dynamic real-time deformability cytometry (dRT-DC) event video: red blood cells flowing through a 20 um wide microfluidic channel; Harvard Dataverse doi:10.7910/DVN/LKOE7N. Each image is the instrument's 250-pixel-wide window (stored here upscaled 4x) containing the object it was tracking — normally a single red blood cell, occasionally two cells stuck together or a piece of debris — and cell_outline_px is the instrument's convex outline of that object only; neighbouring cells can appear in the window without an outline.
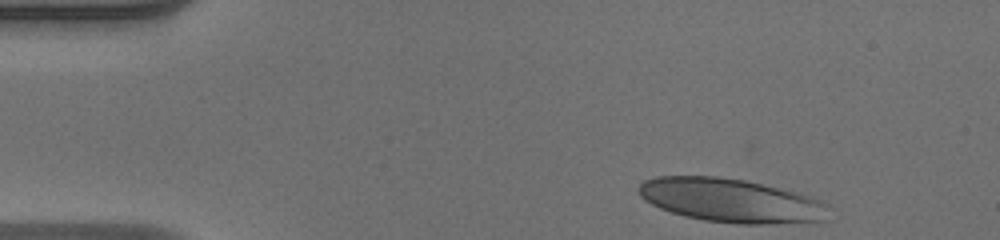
{"species": "human", "species_latin": "Homo sapiens", "temperature_condition": "warm", "stored_images_in_passage": 38, "camera_frame_rate_fps": 3000, "um_per_image_px": 0.085, "donor": {"sex": "male"}, "frame": {"image": 1, "passage_image": 1, "time_ms": 0.0, "image_size_px": [1000, 240], "cell_outline_px": [[828, 204], [824, 220], [772, 224], [740, 224], [704, 220], [684, 216], [660, 208], [644, 200], [640, 196], [636, 188], [644, 180], [656, 176], [716, 176], [744, 180], [780, 188], [796, 192], [820, 200]], "centroid_in_image_um": [62.07, 17.03], "position_along_channel_um": 22.9, "area_um2": 48.32}}
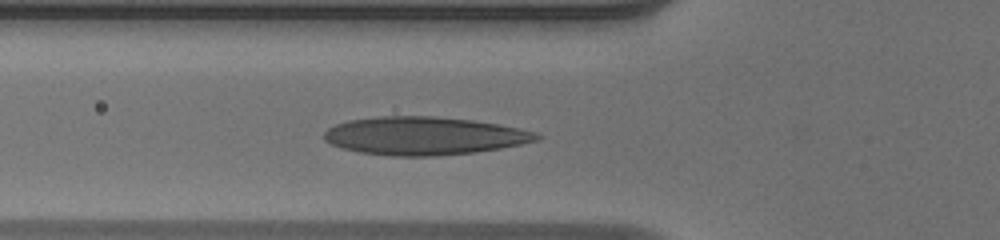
{"frame": {"image": 2, "passage_image": 12, "time_ms": 3.667, "image_size_px": [1000, 240], "cell_outline_px": [[544, 136], [536, 140], [520, 144], [500, 148], [476, 152], [432, 156], [392, 156], [360, 152], [340, 148], [324, 140], [324, 132], [328, 128], [336, 124], [348, 120], [380, 116], [432, 116], [472, 120], [500, 124], [520, 128], [536, 132]], "centroid_in_image_um": [36.04, 11.54], "position_along_channel_um": 89.8, "area_um2": 47.22}}
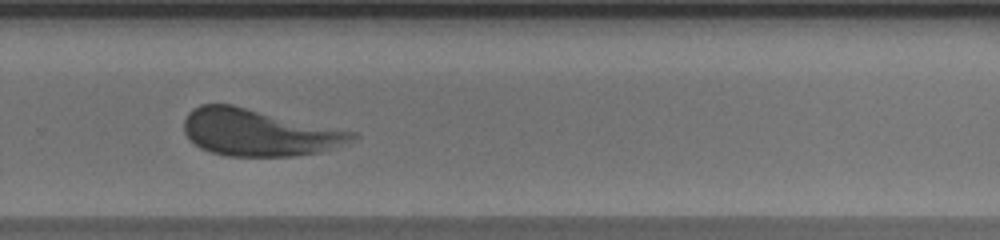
{"frame": {"image": 3, "passage_image": 28, "time_ms": 9.0, "image_size_px": [1000, 240], "cell_outline_px": [[360, 136], [352, 140], [320, 152], [296, 156], [224, 156], [200, 148], [184, 132], [184, 120], [188, 112], [192, 108], [200, 104], [232, 104], [360, 132]], "centroid_in_image_um": [22.03, 11.25], "position_along_channel_um": 307.8, "area_um2": 46.3}, "authors_computed_cell_mechanics": {"area_um2": 45.8354, "velocity_mm_per_s": 4.0844, "shape_relaxation_time_tau1_ms": 3.2738, "shape_relaxation_time_tau2_ms": 1.5872, "deformation_change_tau1": 0.1426, "deformation_change_tau2": 0.0989}}